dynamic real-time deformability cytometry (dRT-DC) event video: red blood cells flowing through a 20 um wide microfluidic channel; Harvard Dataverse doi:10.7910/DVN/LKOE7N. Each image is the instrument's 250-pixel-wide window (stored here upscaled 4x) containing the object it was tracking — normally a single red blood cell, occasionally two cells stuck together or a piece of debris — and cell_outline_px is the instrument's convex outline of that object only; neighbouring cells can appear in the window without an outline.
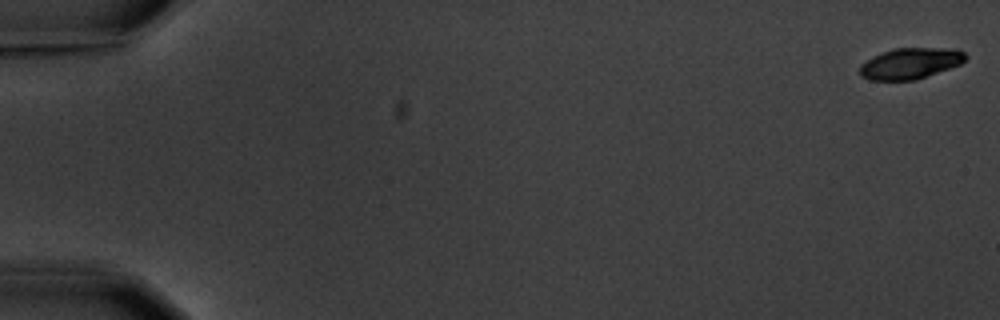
{"species": "common noctule bat (a hibernating species)", "species_latin": "Nyctalus noctula", "temperature_condition": "warm", "stored_images_in_passage": 5, "camera_frame_rate_fps": 3000, "um_per_image_px": 0.085, "animal": {"sex": "male", "body_mass_g": 20.1, "forearm_length_mm": 53.5}, "frame": {"image": 1, "passage_image": 1, "time_ms": 0.0, "image_size_px": [1000, 320], "cell_outline_px": [[968, 56], [960, 64], [916, 80], [868, 80], [860, 76], [860, 64], [872, 56], [892, 48], [956, 48], [964, 52]], "centroid_in_image_um": [77.36, 5.38], "position_along_channel_um": 7.6, "area_um2": 19.25}}
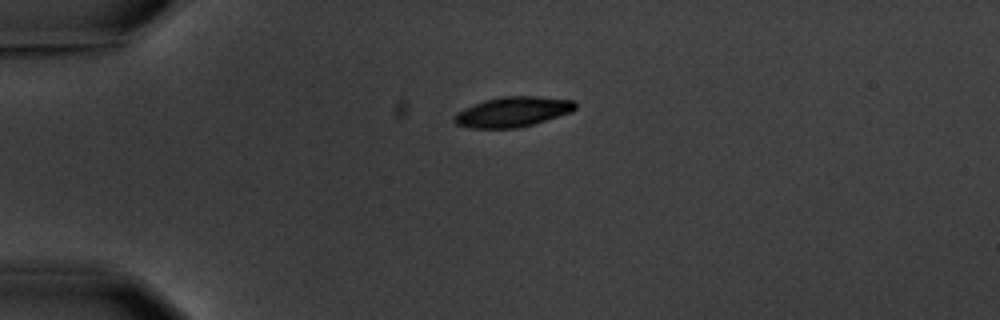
{"frame": {"image": 2, "passage_image": 5, "time_ms": 4.667, "image_size_px": [1000, 320], "cell_outline_px": [[576, 108], [572, 112], [532, 124], [516, 128], [468, 128], [456, 124], [452, 120], [452, 116], [456, 112], [464, 108], [484, 100], [500, 96], [536, 96], [572, 100], [576, 104]], "centroid_in_image_um": [43.53, 9.5], "position_along_channel_um": 41.5, "area_um2": 21.27}}